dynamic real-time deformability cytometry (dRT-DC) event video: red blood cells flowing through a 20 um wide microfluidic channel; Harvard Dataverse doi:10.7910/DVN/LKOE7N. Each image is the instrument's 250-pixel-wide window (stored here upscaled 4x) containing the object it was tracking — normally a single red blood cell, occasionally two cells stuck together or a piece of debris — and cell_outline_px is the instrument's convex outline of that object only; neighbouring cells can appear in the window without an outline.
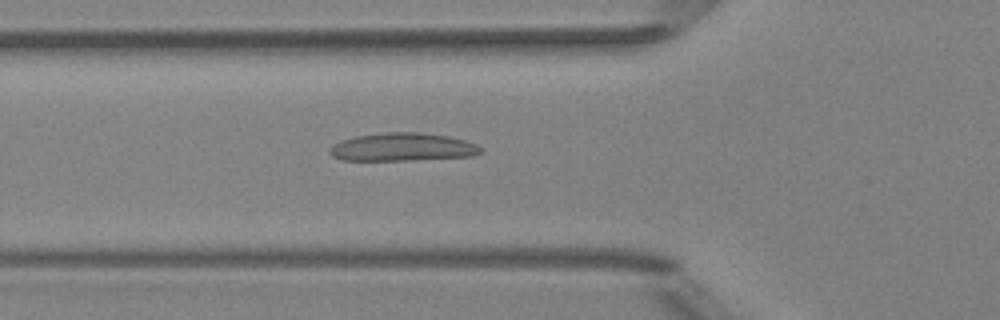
{"species": "Egyptian fruit bat (a non-hibernating species)", "species_latin": "Rousettus aegyptiacus", "temperature_condition": "room temperature", "stored_images_in_passage": 50, "camera_frame_rate_fps": 3000, "um_per_image_px": 0.085, "animal": {"sex": "female"}, "frame": {"image": 1, "passage_image": 18, "time_ms": 5.667, "image_size_px": [1000, 320], "cell_outline_px": [[480, 152], [472, 156], [412, 160], [344, 160], [332, 156], [328, 152], [328, 148], [332, 144], [340, 140], [356, 136], [388, 132], [420, 132], [448, 136], [464, 140], [476, 144], [480, 148]], "centroid_in_image_um": [34.15, 12.5], "position_along_channel_um": 91.6, "area_um2": 24.68}}
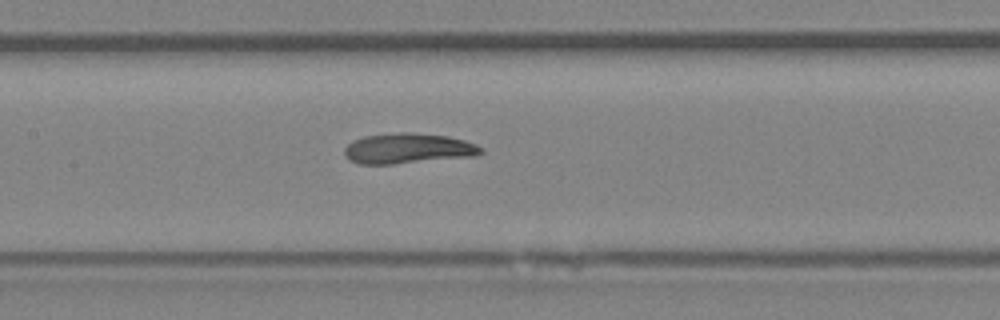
{"frame": {"image": 2, "passage_image": 24, "time_ms": 7.667, "image_size_px": [1000, 320], "cell_outline_px": [[484, 152], [476, 156], [392, 164], [360, 164], [348, 160], [344, 156], [344, 148], [352, 140], [364, 136], [400, 132], [412, 132], [448, 136], [464, 140], [476, 144]], "centroid_in_image_um": [34.65, 12.62], "position_along_channel_um": 172.8, "area_um2": 24.28}}
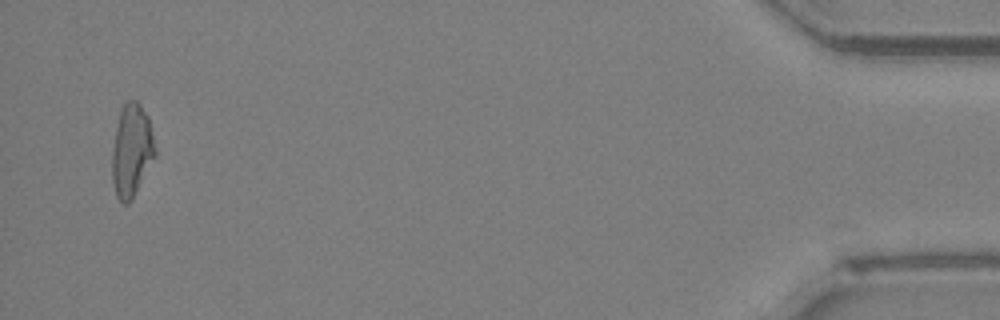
{"frame": {"image": 3, "passage_image": 49, "time_ms": 16.0, "image_size_px": [1000, 320], "cell_outline_px": [[156, 156], [132, 200], [128, 204], [124, 204], [116, 196], [112, 180], [112, 152], [116, 128], [120, 112], [124, 104], [128, 100], [136, 100], [140, 104], [148, 116], [156, 148]], "centroid_in_image_um": [11.2, 12.82], "position_along_channel_um": 424.0, "area_um2": 23.29}}